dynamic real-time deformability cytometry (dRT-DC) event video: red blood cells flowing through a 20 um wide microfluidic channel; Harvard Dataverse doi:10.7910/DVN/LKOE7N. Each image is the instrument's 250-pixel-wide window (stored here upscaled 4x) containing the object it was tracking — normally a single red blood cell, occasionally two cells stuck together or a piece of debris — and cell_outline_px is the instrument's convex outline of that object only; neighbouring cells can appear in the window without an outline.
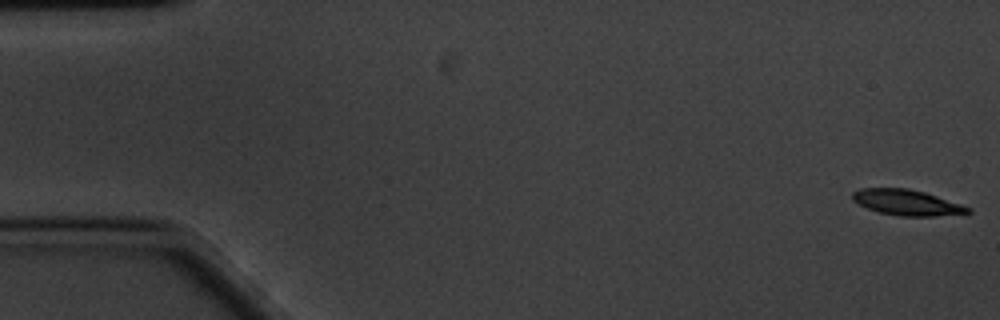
{"species": "common noctule bat (a hibernating species)", "species_latin": "Nyctalus noctula", "temperature_condition": "cold", "stored_images_in_passage": 59, "camera_frame_rate_fps": 3000, "um_per_image_px": 0.085, "animal": {"sex": "male", "body_mass_g": 20.1, "forearm_length_mm": 53.5}, "frame": {"image": 1, "passage_image": 1, "time_ms": 0.0, "image_size_px": [1000, 320], "cell_outline_px": [[972, 212], [968, 216], [900, 216], [880, 212], [868, 208], [852, 200], [852, 192], [860, 188], [908, 188], [924, 192], [972, 208]], "centroid_in_image_um": [77.18, 17.23], "position_along_channel_um": 7.8, "area_um2": 17.51}}
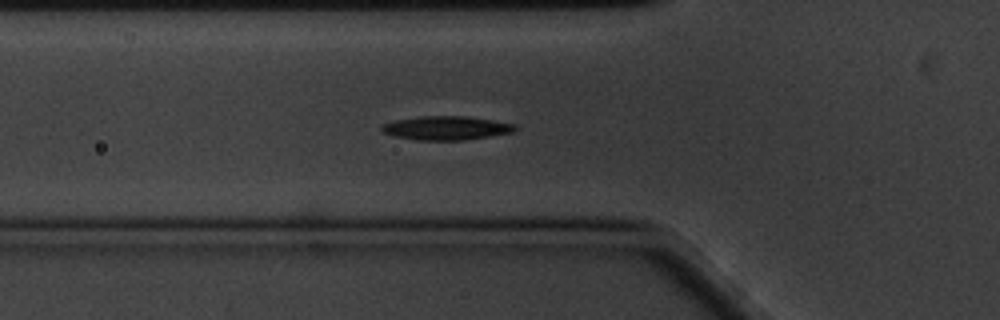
{"frame": {"image": 2, "passage_image": 20, "time_ms": 6.333, "image_size_px": [1000, 320], "cell_outline_px": [[520, 128], [512, 132], [492, 136], [464, 140], [416, 140], [392, 136], [380, 132], [380, 128], [384, 124], [396, 120], [424, 116], [464, 116], [492, 120], [516, 124]], "centroid_in_image_um": [37.94, 10.89], "position_along_channel_um": 87.9, "area_um2": 18.61}}
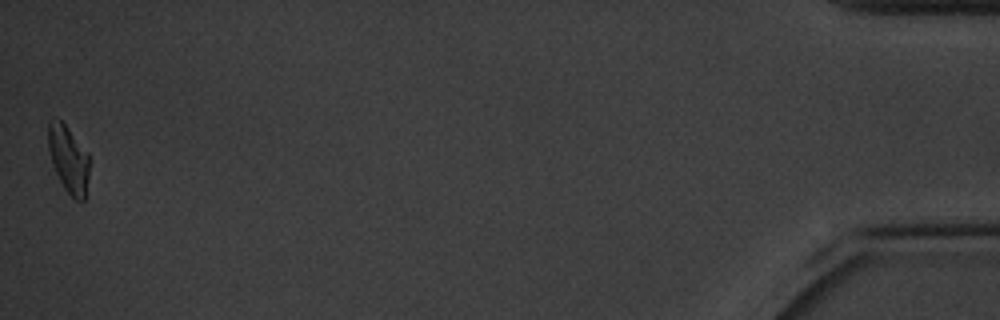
{"frame": {"image": 3, "passage_image": 59, "time_ms": 19.333, "image_size_px": [1000, 320], "cell_outline_px": [[88, 176], [84, 200], [76, 200], [64, 188], [52, 164], [48, 148], [48, 120], [56, 116], [68, 128], [88, 152]], "centroid_in_image_um": [5.8, 13.47], "position_along_channel_um": 429.4, "area_um2": 15.95}, "authors_computed_cell_mechanics": {"area_um2": 17.6868, "velocity_mm_per_s": 3.3498, "shape_relaxation_time_tau1_ms": 4.2141, "shape_relaxation_time_tau2_ms": null, "deformation_change_tau1": 0.1285, "deformation_change_tau2": null}}